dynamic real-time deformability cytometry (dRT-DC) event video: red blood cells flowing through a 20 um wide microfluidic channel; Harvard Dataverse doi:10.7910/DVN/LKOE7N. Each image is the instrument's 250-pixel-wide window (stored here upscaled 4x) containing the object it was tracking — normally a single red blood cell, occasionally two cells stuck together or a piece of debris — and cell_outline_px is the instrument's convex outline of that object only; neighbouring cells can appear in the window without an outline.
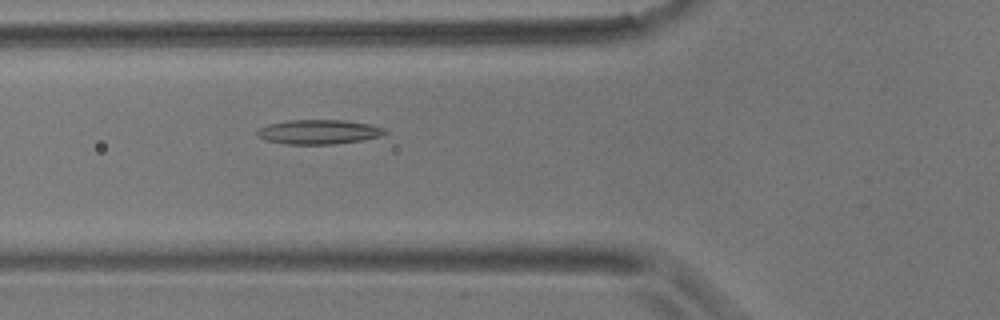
{"species": "common noctule bat (a hibernating species)", "species_latin": "Nyctalus noctula", "temperature_condition": "room temperature", "stored_images_in_passage": 3, "camera_frame_rate_fps": 3000, "um_per_image_px": 0.085, "animal": {"sex": "male", "body_mass_g": 17.9}, "frame": {"image": 1, "passage_image": 3, "time_ms": 2.333, "image_size_px": [1000, 320], "cell_outline_px": [[388, 132], [380, 136], [360, 140], [332, 144], [284, 144], [268, 140], [260, 136], [256, 132], [260, 128], [268, 124], [288, 120], [348, 120], [368, 124], [384, 128]], "centroid_in_image_um": [27.11, 11.2], "position_along_channel_um": 98.7, "area_um2": 17.98}}